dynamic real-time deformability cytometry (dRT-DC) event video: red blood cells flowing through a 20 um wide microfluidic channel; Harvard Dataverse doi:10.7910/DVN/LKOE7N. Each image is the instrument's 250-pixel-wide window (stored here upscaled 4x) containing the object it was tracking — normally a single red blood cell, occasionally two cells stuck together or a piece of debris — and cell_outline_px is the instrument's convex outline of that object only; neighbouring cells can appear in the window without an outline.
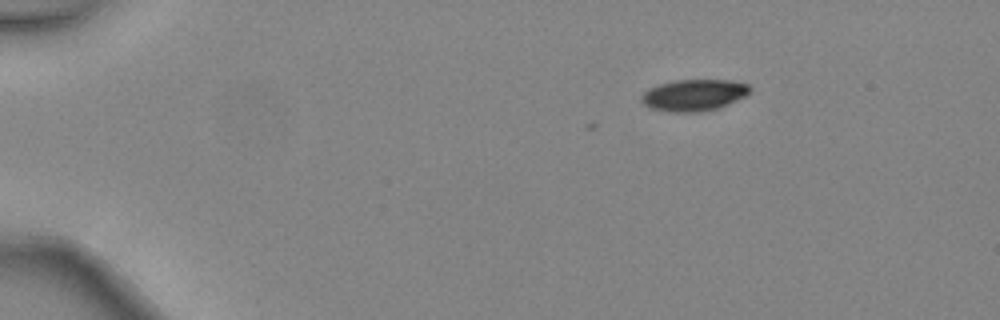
{"species": "common noctule bat (a hibernating species)", "species_latin": "Nyctalus noctula", "temperature_condition": "warm", "stored_images_in_passage": 3, "camera_frame_rate_fps": 3000, "um_per_image_px": 0.085, "animal": {"sex": "female", "body_mass_g": 24.6, "forearm_length_mm": 56.2}, "frame": {"image": 1, "passage_image": 1, "time_ms": 0.0, "image_size_px": [1000, 320], "cell_outline_px": [[752, 92], [720, 108], [700, 112], [668, 112], [648, 108], [640, 100], [640, 96], [648, 88], [660, 84], [676, 80], [732, 80], [748, 84], [752, 88]], "centroid_in_image_um": [58.97, 8.09], "position_along_channel_um": 26.0, "area_um2": 20.23}}